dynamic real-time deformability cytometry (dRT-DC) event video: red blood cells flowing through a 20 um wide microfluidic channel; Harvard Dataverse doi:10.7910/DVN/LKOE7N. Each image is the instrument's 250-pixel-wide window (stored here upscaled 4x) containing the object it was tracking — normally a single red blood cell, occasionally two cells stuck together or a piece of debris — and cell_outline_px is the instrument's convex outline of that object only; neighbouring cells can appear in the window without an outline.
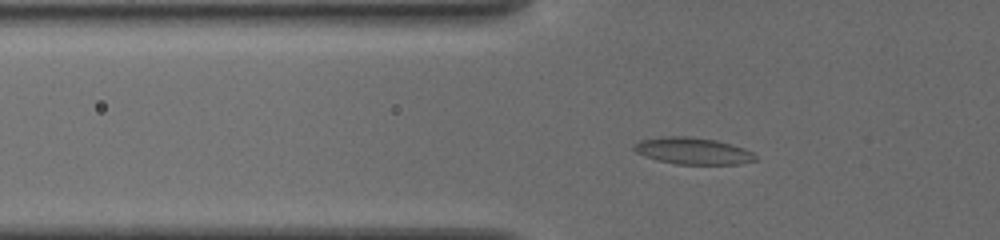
{"species": "common noctule bat (a hibernating species)", "species_latin": "Nyctalus noctula", "temperature_condition": "cold", "stored_images_in_passage": 59, "segment_of_instrument_passage": [1, 2], "camera_frame_rate_fps": 3000, "um_per_image_px": 0.085, "animal": {"sex": "female", "body_mass_g": 19.5, "forearm_length_mm": 54.1}, "frame": {"image": 1, "passage_image": 17, "time_ms": 4.333, "image_size_px": [1000, 240], "cell_outline_px": [[756, 160], [740, 164], [676, 164], [656, 160], [644, 156], [636, 152], [632, 148], [632, 144], [640, 140], [660, 136], [688, 136], [716, 140], [744, 148], [752, 152], [756, 156]], "centroid_in_image_um": [58.84, 12.82], "position_along_channel_um": 67.0, "area_um2": 19.07}}
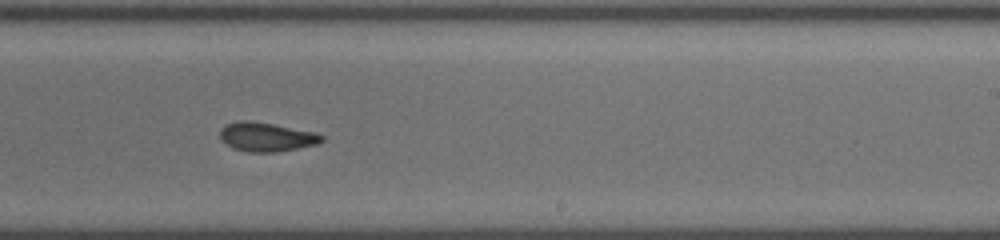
{"frame": {"image": 2, "passage_image": 33, "time_ms": 9.667, "image_size_px": [1000, 240], "cell_outline_px": [[324, 140], [316, 144], [276, 152], [248, 152], [232, 148], [220, 140], [220, 128], [228, 124], [240, 120], [248, 120], [272, 124], [312, 132], [324, 136]], "centroid_in_image_um": [22.59, 11.64], "position_along_channel_um": 266.4, "area_um2": 16.99}}
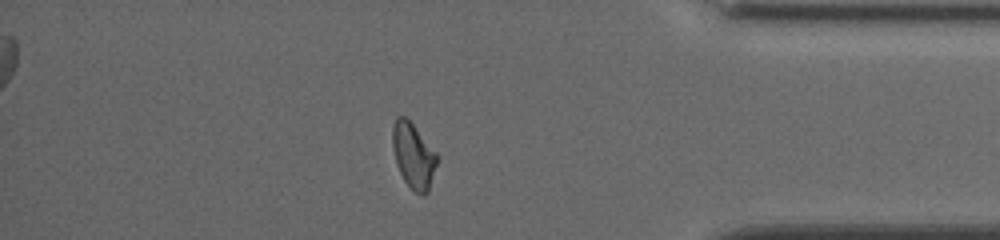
{"frame": {"image": 3, "passage_image": 49, "time_ms": 13.667, "image_size_px": [1000, 240], "cell_outline_px": [[436, 164], [428, 192], [424, 196], [420, 196], [412, 192], [404, 180], [396, 164], [392, 144], [392, 124], [396, 116], [404, 116], [412, 124], [436, 152]], "centroid_in_image_um": [35.11, 13.26], "position_along_channel_um": 400.1, "area_um2": 16.88}}